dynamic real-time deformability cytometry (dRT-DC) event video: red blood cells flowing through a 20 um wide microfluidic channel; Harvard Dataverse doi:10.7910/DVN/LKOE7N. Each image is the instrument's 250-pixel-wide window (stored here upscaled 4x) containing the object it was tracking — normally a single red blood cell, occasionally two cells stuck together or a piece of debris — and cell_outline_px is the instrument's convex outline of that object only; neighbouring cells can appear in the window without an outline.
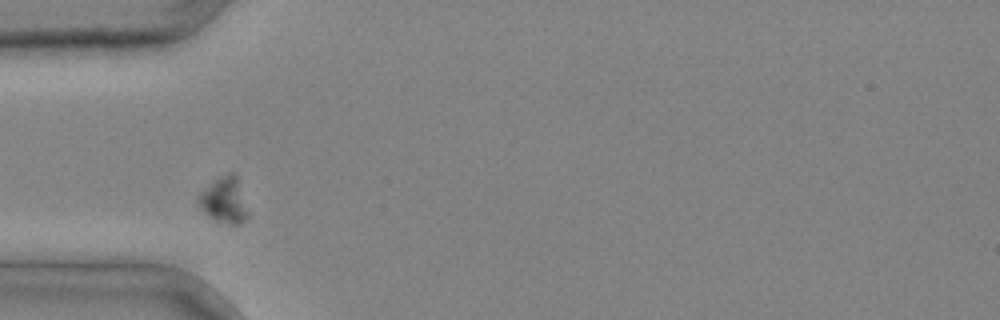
{"species": "common noctule bat (a hibernating species)", "species_latin": "Nyctalus noctula", "temperature_condition": "cold", "stored_images_in_passage": 2, "camera_frame_rate_fps": 3000, "um_per_image_px": 0.085, "animal": {"sex": "male", "body_mass_g": 20.4}, "frame": {"image": 1, "passage_image": 2, "time_ms": 0.333, "image_size_px": [1000, 320], "cell_outline_px": [[248, 216], [240, 224], [232, 224], [212, 220], [200, 208], [196, 200], [196, 196], [200, 192], [216, 180], [228, 172], [232, 172], [236, 176], [248, 212]], "centroid_in_image_um": [19.02, 17.05], "position_along_channel_um": 66.0, "area_um2": 13.01}}